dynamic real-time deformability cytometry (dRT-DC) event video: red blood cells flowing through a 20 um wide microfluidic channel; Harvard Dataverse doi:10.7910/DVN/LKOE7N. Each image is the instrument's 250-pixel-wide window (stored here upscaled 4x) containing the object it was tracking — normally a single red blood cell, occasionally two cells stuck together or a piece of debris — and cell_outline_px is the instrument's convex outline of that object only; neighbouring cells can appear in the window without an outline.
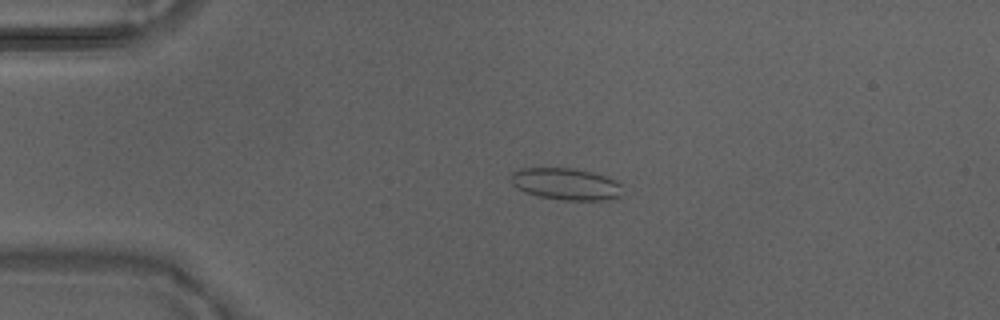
{"species": "Egyptian fruit bat (a non-hibernating species)", "species_latin": "Rousettus aegyptiacus", "temperature_condition": "warm", "stored_images_in_passage": 49, "camera_frame_rate_fps": 3000, "um_per_image_px": 0.085, "animal": {"sex": "male"}, "frame": {"image": 1, "passage_image": 11, "time_ms": 3.333, "image_size_px": [1000, 320], "cell_outline_px": [[620, 196], [608, 200], [564, 200], [540, 196], [524, 192], [516, 188], [512, 184], [512, 172], [520, 168], [572, 168], [592, 172], [616, 180], [620, 184]], "centroid_in_image_um": [48.08, 15.64], "position_along_channel_um": 36.9, "area_um2": 20.58}}
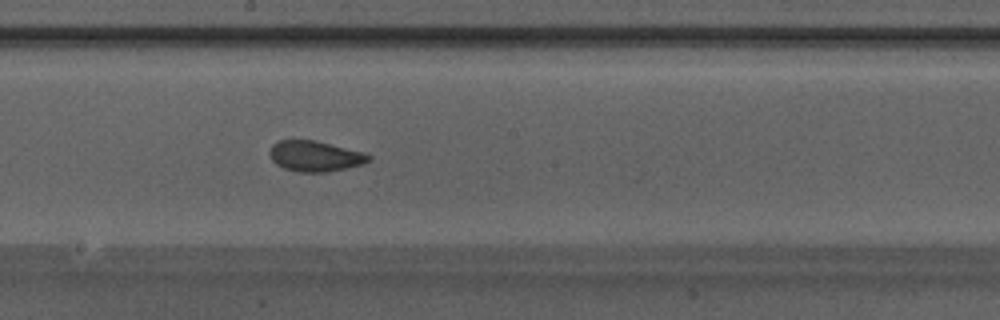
{"frame": {"image": 2, "passage_image": 27, "time_ms": 8.667, "image_size_px": [1000, 320], "cell_outline_px": [[372, 160], [364, 164], [328, 172], [296, 172], [284, 168], [276, 164], [272, 160], [272, 144], [276, 140], [312, 140], [364, 152], [372, 156]], "centroid_in_image_um": [26.82, 13.28], "position_along_channel_um": 221.4, "area_um2": 17.57}}
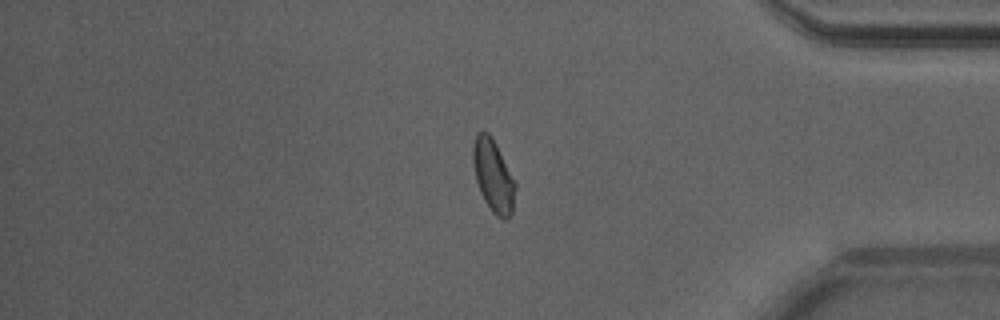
{"frame": {"image": 3, "passage_image": 41, "time_ms": 13.333, "image_size_px": [1000, 320], "cell_outline_px": [[516, 188], [512, 212], [504, 220], [496, 216], [492, 212], [484, 200], [480, 192], [476, 180], [472, 160], [472, 148], [476, 132], [488, 132], [492, 136], [516, 180]], "centroid_in_image_um": [41.93, 14.92], "position_along_channel_um": 393.3, "area_um2": 18.15}, "authors_computed_cell_mechanics": {"area_um2": 18.0914, "velocity_mm_per_s": 4.2125, "shape_relaxation_time_tau1_ms": 5.374, "shape_relaxation_time_tau2_ms": 0.8517, "deformation_change_tau1": 0.1431, "deformation_change_tau2": 0.0536}}